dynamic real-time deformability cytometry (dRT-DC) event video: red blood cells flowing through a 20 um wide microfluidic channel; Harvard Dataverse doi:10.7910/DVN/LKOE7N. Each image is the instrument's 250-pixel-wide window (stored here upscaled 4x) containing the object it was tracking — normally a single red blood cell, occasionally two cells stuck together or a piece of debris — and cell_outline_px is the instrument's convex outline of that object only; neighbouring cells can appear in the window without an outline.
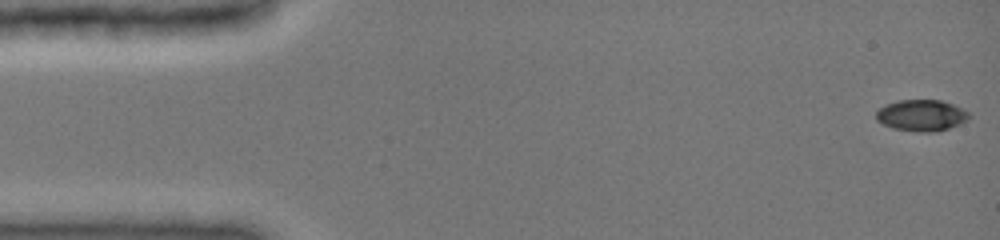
{"species": "common noctule bat (a hibernating species)", "species_latin": "Nyctalus noctula", "temperature_condition": "cold", "stored_images_in_passage": 9, "camera_frame_rate_fps": 3000, "um_per_image_px": 0.085, "animal": {"sex": "female", "body_mass_g": 19.0, "forearm_length_mm": 51.5}, "frame": {"image": 1, "passage_image": 1, "time_ms": 0.0, "image_size_px": [1000, 240], "cell_outline_px": [[972, 116], [968, 120], [960, 124], [936, 132], [920, 132], [892, 128], [876, 120], [876, 112], [884, 104], [900, 100], [940, 100], [952, 104], [968, 112]], "centroid_in_image_um": [78.33, 9.81], "position_along_channel_um": 6.7, "area_um2": 16.99}}
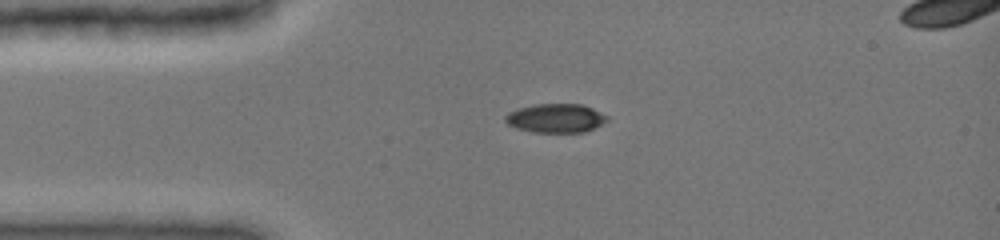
{"frame": {"image": 2, "passage_image": 6, "time_ms": 3.333, "image_size_px": [1000, 240], "cell_outline_px": [[608, 120], [584, 132], [532, 132], [516, 128], [508, 124], [504, 120], [504, 116], [508, 112], [520, 108], [536, 104], [580, 104], [592, 108], [608, 116]], "centroid_in_image_um": [47.2, 10.04], "position_along_channel_um": 37.8, "area_um2": 16.99}}
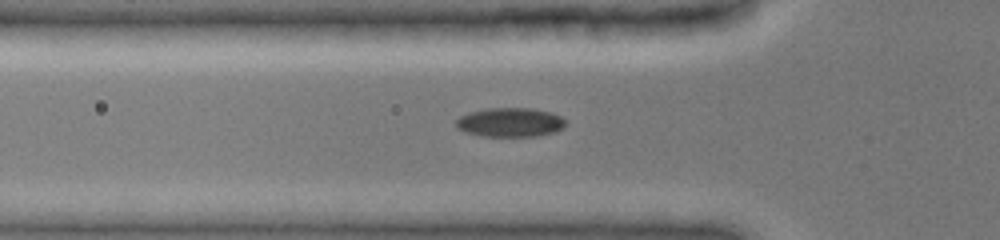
{"frame": {"image": 3, "passage_image": 9, "time_ms": 5.0, "image_size_px": [1000, 240], "cell_outline_px": [[568, 124], [564, 128], [552, 132], [536, 136], [480, 136], [464, 132], [456, 128], [456, 120], [460, 116], [468, 112], [488, 108], [532, 108], [552, 112], [560, 116]], "centroid_in_image_um": [43.35, 10.39], "position_along_channel_um": 82.5, "area_um2": 18.79}}